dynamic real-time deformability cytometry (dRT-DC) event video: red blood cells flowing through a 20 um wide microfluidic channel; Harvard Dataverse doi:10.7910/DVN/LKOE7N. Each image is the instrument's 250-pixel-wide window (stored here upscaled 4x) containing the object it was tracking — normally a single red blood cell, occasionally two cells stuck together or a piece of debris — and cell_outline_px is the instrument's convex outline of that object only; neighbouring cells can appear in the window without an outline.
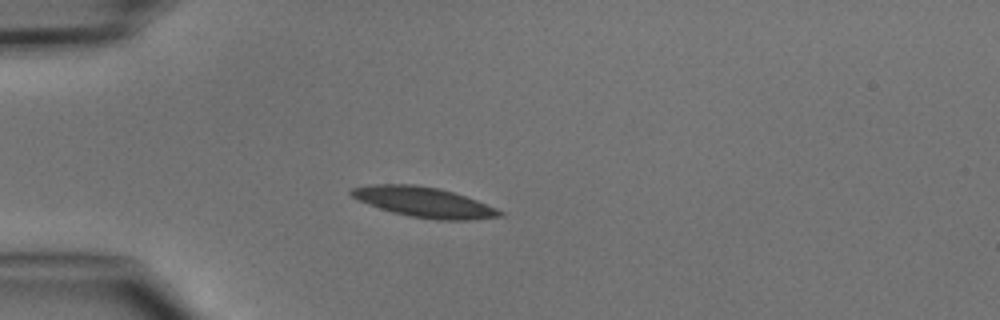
{"species": "common noctule bat (a hibernating species)", "species_latin": "Nyctalus noctula", "temperature_condition": "cold", "stored_images_in_passage": 4, "camera_frame_rate_fps": 3000, "um_per_image_px": 0.085, "animal": {"sex": "male", "body_mass_g": 15.6}, "frame": {"image": 1, "passage_image": 3, "time_ms": 2.333, "image_size_px": [1000, 320], "cell_outline_px": [[504, 216], [472, 220], [436, 220], [408, 216], [392, 212], [368, 204], [352, 196], [348, 192], [352, 188], [372, 184], [412, 184], [436, 188], [452, 192], [476, 200], [496, 208], [504, 212]], "centroid_in_image_um": [36.05, 17.19], "position_along_channel_um": 49.0, "area_um2": 25.89}}